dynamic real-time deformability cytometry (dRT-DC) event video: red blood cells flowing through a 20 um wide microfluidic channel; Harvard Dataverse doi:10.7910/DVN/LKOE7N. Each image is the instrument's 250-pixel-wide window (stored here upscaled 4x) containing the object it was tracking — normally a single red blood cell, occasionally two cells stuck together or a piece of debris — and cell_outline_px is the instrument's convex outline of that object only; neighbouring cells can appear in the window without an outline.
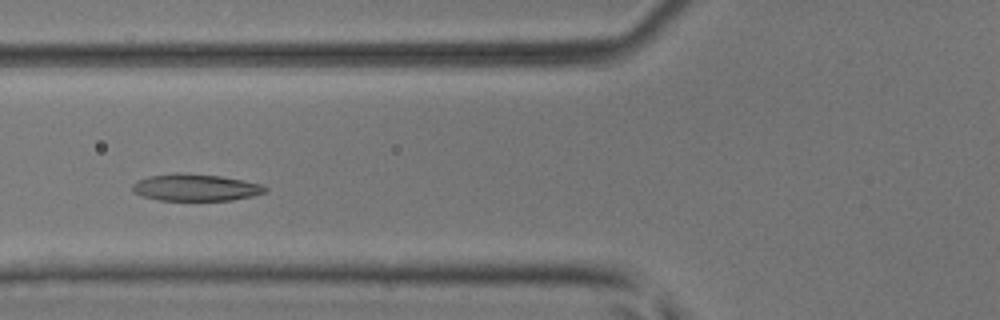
{"species": "common noctule bat (a hibernating species)", "species_latin": "Nyctalus noctula", "temperature_condition": "room temperature", "stored_images_in_passage": 6, "camera_frame_rate_fps": 3000, "um_per_image_px": 0.085, "animal": {"sex": "male", "body_mass_g": 17.9, "forearm_length_mm": 54.2}, "frame": {"image": 1, "passage_image": 5, "time_ms": 1.333, "image_size_px": [1000, 320], "cell_outline_px": [[268, 192], [252, 196], [232, 200], [160, 200], [144, 196], [132, 192], [132, 184], [136, 180], [148, 176], [176, 172], [220, 176], [260, 184], [268, 188]], "centroid_in_image_um": [16.59, 15.93], "position_along_channel_um": 109.2, "area_um2": 20.81}}
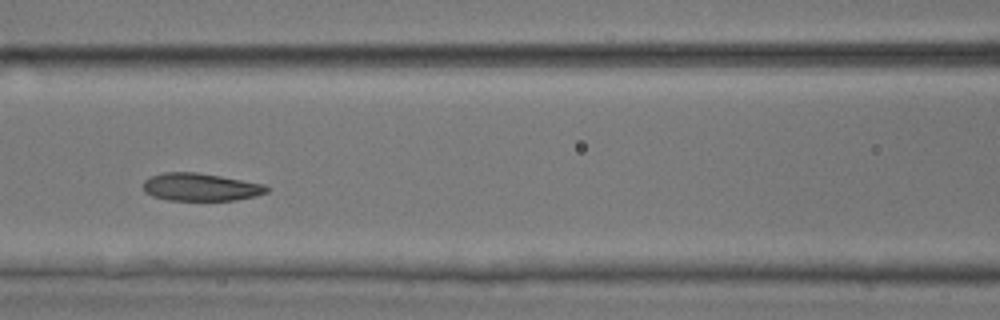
{"frame": {"image": 2, "passage_image": 6, "time_ms": 1.667, "image_size_px": [1000, 320], "cell_outline_px": [[268, 192], [256, 196], [236, 200], [168, 200], [152, 196], [144, 192], [144, 180], [152, 176], [164, 172], [196, 172], [220, 176], [264, 184], [268, 188]], "centroid_in_image_um": [17.04, 15.9], "position_along_channel_um": 149.6, "area_um2": 19.88}}